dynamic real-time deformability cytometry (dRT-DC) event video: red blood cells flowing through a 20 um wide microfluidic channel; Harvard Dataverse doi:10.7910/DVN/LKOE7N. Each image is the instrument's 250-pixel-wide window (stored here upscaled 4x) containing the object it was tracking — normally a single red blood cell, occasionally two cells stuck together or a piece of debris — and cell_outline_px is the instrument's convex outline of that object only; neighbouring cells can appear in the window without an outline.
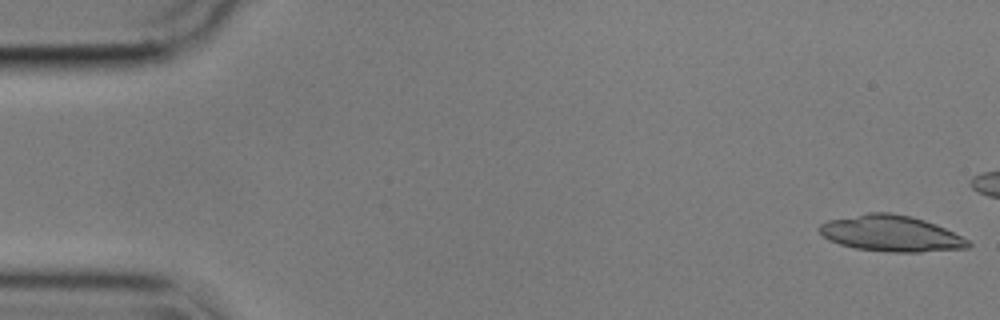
{"species": "common noctule bat (a hibernating species)", "species_latin": "Nyctalus noctula", "temperature_condition": "cold", "stored_images_in_passage": 45, "camera_frame_rate_fps": 3000, "um_per_image_px": 0.085, "animal": {"sex": "male", "body_mass_g": 17.9}, "frame": {"image": 1, "passage_image": 1, "time_ms": 0.0, "image_size_px": [1000, 320], "cell_outline_px": [[972, 244], [968, 248], [920, 252], [888, 252], [856, 248], [840, 244], [828, 240], [816, 228], [820, 224], [828, 220], [868, 212], [892, 212], [912, 216], [936, 224], [968, 240]], "centroid_in_image_um": [75.71, 19.84], "position_along_channel_um": 9.3, "area_um2": 31.33}}
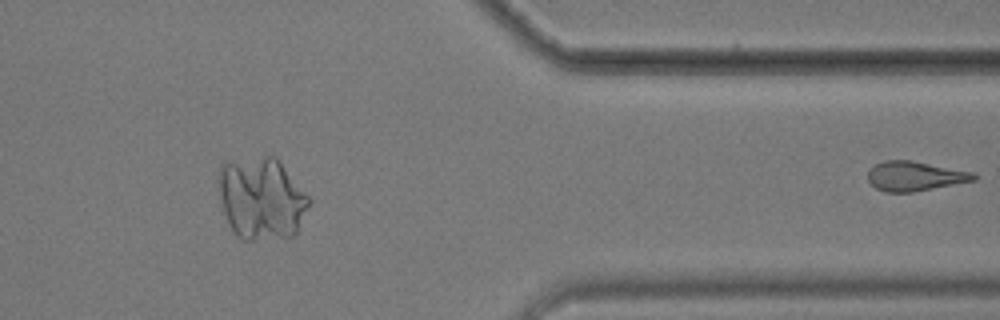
{"frame": {"image": 2, "passage_image": 45, "time_ms": 14.667, "image_size_px": [1000, 320], "cell_outline_px": [[980, 176], [976, 180], [912, 192], [884, 192], [876, 188], [868, 180], [868, 172], [876, 164], [884, 160], [912, 160], [972, 172]], "centroid_in_image_um": [77.78, 14.97], "position_along_channel_um": 333.6, "area_um2": 18.15}}